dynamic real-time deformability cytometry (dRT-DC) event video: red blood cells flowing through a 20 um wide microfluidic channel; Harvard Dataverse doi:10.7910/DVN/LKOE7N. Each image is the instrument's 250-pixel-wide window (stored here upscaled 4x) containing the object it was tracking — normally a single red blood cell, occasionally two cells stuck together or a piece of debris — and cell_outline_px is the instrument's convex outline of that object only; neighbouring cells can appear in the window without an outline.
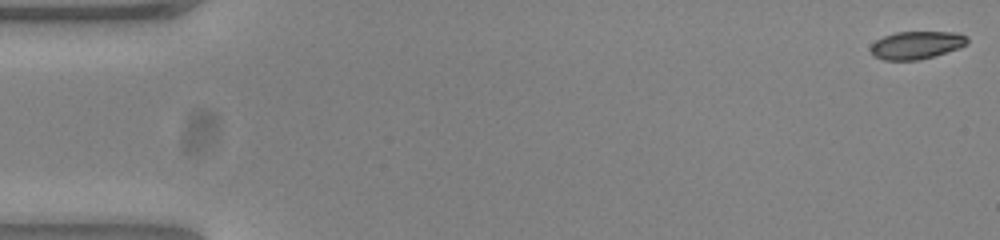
{"species": "common noctule bat (a hibernating species)", "species_latin": "Nyctalus noctula", "temperature_condition": "warm", "stored_images_in_passage": 53, "camera_frame_rate_fps": 3000, "um_per_image_px": 0.085, "animal": {"sex": "female", "body_mass_g": 23.0, "forearm_length_mm": 53.4}, "frame": {"image": 1, "passage_image": 1, "time_ms": 0.0, "image_size_px": [1000, 240], "cell_outline_px": [[968, 44], [960, 48], [932, 56], [916, 60], [884, 60], [872, 56], [868, 48], [876, 40], [884, 36], [896, 32], [956, 32], [968, 36]], "centroid_in_image_um": [77.88, 3.83], "position_along_channel_um": 7.1, "area_um2": 15.78}}
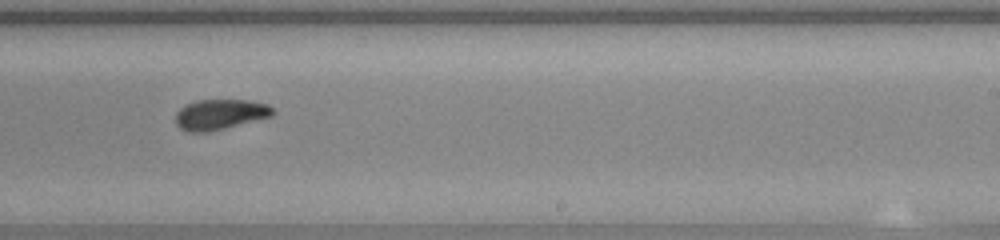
{"frame": {"image": 2, "passage_image": 33, "time_ms": 10.667, "image_size_px": [1000, 240], "cell_outline_px": [[276, 112], [272, 116], [208, 132], [188, 132], [180, 128], [176, 124], [176, 112], [180, 108], [196, 100], [248, 100], [268, 104]], "centroid_in_image_um": [18.7, 9.72], "position_along_channel_um": 270.3, "area_um2": 17.11}}
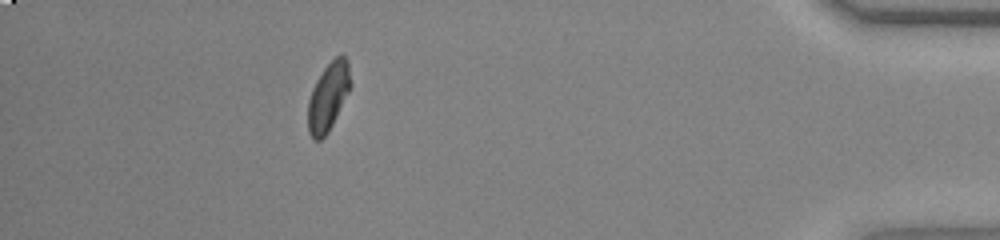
{"frame": {"image": 3, "passage_image": 48, "time_ms": 15.667, "image_size_px": [1000, 240], "cell_outline_px": [[352, 84], [328, 132], [320, 140], [312, 140], [308, 132], [308, 100], [312, 88], [316, 80], [324, 68], [336, 56], [344, 56], [348, 60]], "centroid_in_image_um": [27.89, 8.22], "position_along_channel_um": 407.3, "area_um2": 16.82}, "authors_computed_cell_mechanics": {"area_um2": 16.9354, "velocity_mm_per_s": 3.8512, "shape_relaxation_time_tau1_ms": 7.3423, "shape_relaxation_time_tau2_ms": 1.656, "deformation_change_tau1": 0.194, "deformation_change_tau2": 0.0565}}